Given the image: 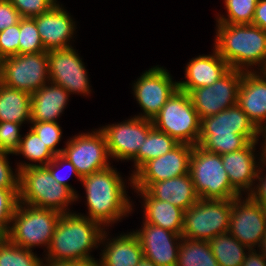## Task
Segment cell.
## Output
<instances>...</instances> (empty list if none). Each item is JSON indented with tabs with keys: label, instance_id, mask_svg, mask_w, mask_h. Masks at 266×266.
Wrapping results in <instances>:
<instances>
[{
	"label": "cell",
	"instance_id": "cell-50",
	"mask_svg": "<svg viewBox=\"0 0 266 266\" xmlns=\"http://www.w3.org/2000/svg\"><path fill=\"white\" fill-rule=\"evenodd\" d=\"M137 266H156L152 261L143 257Z\"/></svg>",
	"mask_w": 266,
	"mask_h": 266
},
{
	"label": "cell",
	"instance_id": "cell-16",
	"mask_svg": "<svg viewBox=\"0 0 266 266\" xmlns=\"http://www.w3.org/2000/svg\"><path fill=\"white\" fill-rule=\"evenodd\" d=\"M153 128L152 120L133 117L123 123L100 128L104 133L109 156L116 160H132Z\"/></svg>",
	"mask_w": 266,
	"mask_h": 266
},
{
	"label": "cell",
	"instance_id": "cell-1",
	"mask_svg": "<svg viewBox=\"0 0 266 266\" xmlns=\"http://www.w3.org/2000/svg\"><path fill=\"white\" fill-rule=\"evenodd\" d=\"M101 226L86 215L69 211L62 214L55 227L45 260L77 262L92 259V248H98L108 236L105 228Z\"/></svg>",
	"mask_w": 266,
	"mask_h": 266
},
{
	"label": "cell",
	"instance_id": "cell-24",
	"mask_svg": "<svg viewBox=\"0 0 266 266\" xmlns=\"http://www.w3.org/2000/svg\"><path fill=\"white\" fill-rule=\"evenodd\" d=\"M69 95L63 87L49 82L32 93L31 122H57L66 108Z\"/></svg>",
	"mask_w": 266,
	"mask_h": 266
},
{
	"label": "cell",
	"instance_id": "cell-13",
	"mask_svg": "<svg viewBox=\"0 0 266 266\" xmlns=\"http://www.w3.org/2000/svg\"><path fill=\"white\" fill-rule=\"evenodd\" d=\"M193 146L179 143L166 154L145 162L130 176V186L145 190L150 184L189 173Z\"/></svg>",
	"mask_w": 266,
	"mask_h": 266
},
{
	"label": "cell",
	"instance_id": "cell-19",
	"mask_svg": "<svg viewBox=\"0 0 266 266\" xmlns=\"http://www.w3.org/2000/svg\"><path fill=\"white\" fill-rule=\"evenodd\" d=\"M45 51L72 47L75 21L58 3L49 11L34 17Z\"/></svg>",
	"mask_w": 266,
	"mask_h": 266
},
{
	"label": "cell",
	"instance_id": "cell-15",
	"mask_svg": "<svg viewBox=\"0 0 266 266\" xmlns=\"http://www.w3.org/2000/svg\"><path fill=\"white\" fill-rule=\"evenodd\" d=\"M168 70L163 67H153L144 72L133 84L134 96L143 109V114L136 117L152 120L163 105L178 89Z\"/></svg>",
	"mask_w": 266,
	"mask_h": 266
},
{
	"label": "cell",
	"instance_id": "cell-26",
	"mask_svg": "<svg viewBox=\"0 0 266 266\" xmlns=\"http://www.w3.org/2000/svg\"><path fill=\"white\" fill-rule=\"evenodd\" d=\"M143 198L145 223L180 234L183 229L184 210L167 202L152 198L145 190H136Z\"/></svg>",
	"mask_w": 266,
	"mask_h": 266
},
{
	"label": "cell",
	"instance_id": "cell-37",
	"mask_svg": "<svg viewBox=\"0 0 266 266\" xmlns=\"http://www.w3.org/2000/svg\"><path fill=\"white\" fill-rule=\"evenodd\" d=\"M21 17L34 18L49 11L57 0H9Z\"/></svg>",
	"mask_w": 266,
	"mask_h": 266
},
{
	"label": "cell",
	"instance_id": "cell-23",
	"mask_svg": "<svg viewBox=\"0 0 266 266\" xmlns=\"http://www.w3.org/2000/svg\"><path fill=\"white\" fill-rule=\"evenodd\" d=\"M145 191L152 198L167 201L184 211L192 207L200 199L189 173L154 182Z\"/></svg>",
	"mask_w": 266,
	"mask_h": 266
},
{
	"label": "cell",
	"instance_id": "cell-28",
	"mask_svg": "<svg viewBox=\"0 0 266 266\" xmlns=\"http://www.w3.org/2000/svg\"><path fill=\"white\" fill-rule=\"evenodd\" d=\"M208 243L219 266H241L247 255L244 251L250 250L229 232L216 235Z\"/></svg>",
	"mask_w": 266,
	"mask_h": 266
},
{
	"label": "cell",
	"instance_id": "cell-3",
	"mask_svg": "<svg viewBox=\"0 0 266 266\" xmlns=\"http://www.w3.org/2000/svg\"><path fill=\"white\" fill-rule=\"evenodd\" d=\"M115 168L92 173L81 178L86 190L88 216L104 226L116 223L132 211L125 184ZM116 221V222H115Z\"/></svg>",
	"mask_w": 266,
	"mask_h": 266
},
{
	"label": "cell",
	"instance_id": "cell-51",
	"mask_svg": "<svg viewBox=\"0 0 266 266\" xmlns=\"http://www.w3.org/2000/svg\"><path fill=\"white\" fill-rule=\"evenodd\" d=\"M0 152H7L2 145L1 139H0Z\"/></svg>",
	"mask_w": 266,
	"mask_h": 266
},
{
	"label": "cell",
	"instance_id": "cell-12",
	"mask_svg": "<svg viewBox=\"0 0 266 266\" xmlns=\"http://www.w3.org/2000/svg\"><path fill=\"white\" fill-rule=\"evenodd\" d=\"M242 76V70L231 68L212 85L199 87L188 93L200 120L237 105Z\"/></svg>",
	"mask_w": 266,
	"mask_h": 266
},
{
	"label": "cell",
	"instance_id": "cell-48",
	"mask_svg": "<svg viewBox=\"0 0 266 266\" xmlns=\"http://www.w3.org/2000/svg\"><path fill=\"white\" fill-rule=\"evenodd\" d=\"M47 264H43V266H74V262H60L53 260H45Z\"/></svg>",
	"mask_w": 266,
	"mask_h": 266
},
{
	"label": "cell",
	"instance_id": "cell-33",
	"mask_svg": "<svg viewBox=\"0 0 266 266\" xmlns=\"http://www.w3.org/2000/svg\"><path fill=\"white\" fill-rule=\"evenodd\" d=\"M228 18L223 15L216 20L224 24H252L255 8L259 0H224Z\"/></svg>",
	"mask_w": 266,
	"mask_h": 266
},
{
	"label": "cell",
	"instance_id": "cell-38",
	"mask_svg": "<svg viewBox=\"0 0 266 266\" xmlns=\"http://www.w3.org/2000/svg\"><path fill=\"white\" fill-rule=\"evenodd\" d=\"M20 21L0 32V60L19 54Z\"/></svg>",
	"mask_w": 266,
	"mask_h": 266
},
{
	"label": "cell",
	"instance_id": "cell-10",
	"mask_svg": "<svg viewBox=\"0 0 266 266\" xmlns=\"http://www.w3.org/2000/svg\"><path fill=\"white\" fill-rule=\"evenodd\" d=\"M0 82L29 94L50 82L48 51L17 54L0 60Z\"/></svg>",
	"mask_w": 266,
	"mask_h": 266
},
{
	"label": "cell",
	"instance_id": "cell-25",
	"mask_svg": "<svg viewBox=\"0 0 266 266\" xmlns=\"http://www.w3.org/2000/svg\"><path fill=\"white\" fill-rule=\"evenodd\" d=\"M111 239L101 250V266H137L143 259L141 243L134 231Z\"/></svg>",
	"mask_w": 266,
	"mask_h": 266
},
{
	"label": "cell",
	"instance_id": "cell-18",
	"mask_svg": "<svg viewBox=\"0 0 266 266\" xmlns=\"http://www.w3.org/2000/svg\"><path fill=\"white\" fill-rule=\"evenodd\" d=\"M134 233L140 240L144 258L156 266H176L182 240L180 234L145 222L143 228Z\"/></svg>",
	"mask_w": 266,
	"mask_h": 266
},
{
	"label": "cell",
	"instance_id": "cell-14",
	"mask_svg": "<svg viewBox=\"0 0 266 266\" xmlns=\"http://www.w3.org/2000/svg\"><path fill=\"white\" fill-rule=\"evenodd\" d=\"M231 199L229 233L250 250L266 235V211L249 195Z\"/></svg>",
	"mask_w": 266,
	"mask_h": 266
},
{
	"label": "cell",
	"instance_id": "cell-44",
	"mask_svg": "<svg viewBox=\"0 0 266 266\" xmlns=\"http://www.w3.org/2000/svg\"><path fill=\"white\" fill-rule=\"evenodd\" d=\"M252 25L266 32V0H259L254 13Z\"/></svg>",
	"mask_w": 266,
	"mask_h": 266
},
{
	"label": "cell",
	"instance_id": "cell-9",
	"mask_svg": "<svg viewBox=\"0 0 266 266\" xmlns=\"http://www.w3.org/2000/svg\"><path fill=\"white\" fill-rule=\"evenodd\" d=\"M231 199H202L184 211L181 236L208 241L229 232Z\"/></svg>",
	"mask_w": 266,
	"mask_h": 266
},
{
	"label": "cell",
	"instance_id": "cell-49",
	"mask_svg": "<svg viewBox=\"0 0 266 266\" xmlns=\"http://www.w3.org/2000/svg\"><path fill=\"white\" fill-rule=\"evenodd\" d=\"M258 247H260L259 250L261 249V255L266 259V235L262 238Z\"/></svg>",
	"mask_w": 266,
	"mask_h": 266
},
{
	"label": "cell",
	"instance_id": "cell-11",
	"mask_svg": "<svg viewBox=\"0 0 266 266\" xmlns=\"http://www.w3.org/2000/svg\"><path fill=\"white\" fill-rule=\"evenodd\" d=\"M65 146L62 155L75 166L81 178L111 166L106 138L100 129L75 135Z\"/></svg>",
	"mask_w": 266,
	"mask_h": 266
},
{
	"label": "cell",
	"instance_id": "cell-6",
	"mask_svg": "<svg viewBox=\"0 0 266 266\" xmlns=\"http://www.w3.org/2000/svg\"><path fill=\"white\" fill-rule=\"evenodd\" d=\"M62 213L54 209L18 203L12 217V226L5 237L13 244L31 250L35 246L51 244L52 236Z\"/></svg>",
	"mask_w": 266,
	"mask_h": 266
},
{
	"label": "cell",
	"instance_id": "cell-42",
	"mask_svg": "<svg viewBox=\"0 0 266 266\" xmlns=\"http://www.w3.org/2000/svg\"><path fill=\"white\" fill-rule=\"evenodd\" d=\"M21 18L9 0H0V32L19 23Z\"/></svg>",
	"mask_w": 266,
	"mask_h": 266
},
{
	"label": "cell",
	"instance_id": "cell-29",
	"mask_svg": "<svg viewBox=\"0 0 266 266\" xmlns=\"http://www.w3.org/2000/svg\"><path fill=\"white\" fill-rule=\"evenodd\" d=\"M179 143L168 134L154 127L149 131L144 143L139 148L134 161V174L145 162L160 157L175 148Z\"/></svg>",
	"mask_w": 266,
	"mask_h": 266
},
{
	"label": "cell",
	"instance_id": "cell-31",
	"mask_svg": "<svg viewBox=\"0 0 266 266\" xmlns=\"http://www.w3.org/2000/svg\"><path fill=\"white\" fill-rule=\"evenodd\" d=\"M15 155L22 154L25 158L38 164L19 163L17 170L30 166H46L55 154L43 143L39 136L30 128L29 132L22 137L19 148L14 152Z\"/></svg>",
	"mask_w": 266,
	"mask_h": 266
},
{
	"label": "cell",
	"instance_id": "cell-34",
	"mask_svg": "<svg viewBox=\"0 0 266 266\" xmlns=\"http://www.w3.org/2000/svg\"><path fill=\"white\" fill-rule=\"evenodd\" d=\"M44 51L35 19L22 17L20 19L19 54Z\"/></svg>",
	"mask_w": 266,
	"mask_h": 266
},
{
	"label": "cell",
	"instance_id": "cell-46",
	"mask_svg": "<svg viewBox=\"0 0 266 266\" xmlns=\"http://www.w3.org/2000/svg\"><path fill=\"white\" fill-rule=\"evenodd\" d=\"M263 135L265 138L264 144H262L263 148H262V152H261V156H263L264 158H266V122H264L259 128H258V136Z\"/></svg>",
	"mask_w": 266,
	"mask_h": 266
},
{
	"label": "cell",
	"instance_id": "cell-20",
	"mask_svg": "<svg viewBox=\"0 0 266 266\" xmlns=\"http://www.w3.org/2000/svg\"><path fill=\"white\" fill-rule=\"evenodd\" d=\"M258 141L250 142L245 148L221 155L223 167L227 172L230 184L232 188L242 196V191L247 192L249 195L253 190L258 166L262 163L261 156L260 161L257 164L255 159V145ZM260 163V164H259ZM246 190V191H245Z\"/></svg>",
	"mask_w": 266,
	"mask_h": 266
},
{
	"label": "cell",
	"instance_id": "cell-45",
	"mask_svg": "<svg viewBox=\"0 0 266 266\" xmlns=\"http://www.w3.org/2000/svg\"><path fill=\"white\" fill-rule=\"evenodd\" d=\"M241 266H266V259L261 255L260 251L257 253L255 249H251L248 250Z\"/></svg>",
	"mask_w": 266,
	"mask_h": 266
},
{
	"label": "cell",
	"instance_id": "cell-17",
	"mask_svg": "<svg viewBox=\"0 0 266 266\" xmlns=\"http://www.w3.org/2000/svg\"><path fill=\"white\" fill-rule=\"evenodd\" d=\"M50 83L66 89L69 94H90L87 70L73 47L48 51Z\"/></svg>",
	"mask_w": 266,
	"mask_h": 266
},
{
	"label": "cell",
	"instance_id": "cell-47",
	"mask_svg": "<svg viewBox=\"0 0 266 266\" xmlns=\"http://www.w3.org/2000/svg\"><path fill=\"white\" fill-rule=\"evenodd\" d=\"M95 258L74 262V266H101L100 260H94Z\"/></svg>",
	"mask_w": 266,
	"mask_h": 266
},
{
	"label": "cell",
	"instance_id": "cell-27",
	"mask_svg": "<svg viewBox=\"0 0 266 266\" xmlns=\"http://www.w3.org/2000/svg\"><path fill=\"white\" fill-rule=\"evenodd\" d=\"M31 94L0 82V122H31Z\"/></svg>",
	"mask_w": 266,
	"mask_h": 266
},
{
	"label": "cell",
	"instance_id": "cell-39",
	"mask_svg": "<svg viewBox=\"0 0 266 266\" xmlns=\"http://www.w3.org/2000/svg\"><path fill=\"white\" fill-rule=\"evenodd\" d=\"M21 125L22 124L14 122H0V139L3 148L11 154H14L19 148L22 139V136L19 133Z\"/></svg>",
	"mask_w": 266,
	"mask_h": 266
},
{
	"label": "cell",
	"instance_id": "cell-32",
	"mask_svg": "<svg viewBox=\"0 0 266 266\" xmlns=\"http://www.w3.org/2000/svg\"><path fill=\"white\" fill-rule=\"evenodd\" d=\"M43 261L31 250L11 243L5 236L0 238V266H43Z\"/></svg>",
	"mask_w": 266,
	"mask_h": 266
},
{
	"label": "cell",
	"instance_id": "cell-40",
	"mask_svg": "<svg viewBox=\"0 0 266 266\" xmlns=\"http://www.w3.org/2000/svg\"><path fill=\"white\" fill-rule=\"evenodd\" d=\"M62 166L68 167L67 169L69 170V174H66L67 176H62V174L60 175V172H58L60 171L59 168ZM45 167L50 171L51 175L59 184L68 187L76 195V199H78V194H76L77 192L74 191L71 185L67 183L66 179L69 178L72 173L78 178L79 181H81V177L78 175L75 166L67 158H65L62 154L55 155Z\"/></svg>",
	"mask_w": 266,
	"mask_h": 266
},
{
	"label": "cell",
	"instance_id": "cell-8",
	"mask_svg": "<svg viewBox=\"0 0 266 266\" xmlns=\"http://www.w3.org/2000/svg\"><path fill=\"white\" fill-rule=\"evenodd\" d=\"M189 174L195 191L202 199H235L240 195L232 188L221 155L193 146Z\"/></svg>",
	"mask_w": 266,
	"mask_h": 266
},
{
	"label": "cell",
	"instance_id": "cell-43",
	"mask_svg": "<svg viewBox=\"0 0 266 266\" xmlns=\"http://www.w3.org/2000/svg\"><path fill=\"white\" fill-rule=\"evenodd\" d=\"M262 164L266 165V158L262 159ZM260 168V165L258 167L257 175H256V180H258L257 186L253 187V190L249 194V196L257 202L259 205L262 206V208L266 211V174L263 177V170ZM262 175H261V174Z\"/></svg>",
	"mask_w": 266,
	"mask_h": 266
},
{
	"label": "cell",
	"instance_id": "cell-5",
	"mask_svg": "<svg viewBox=\"0 0 266 266\" xmlns=\"http://www.w3.org/2000/svg\"><path fill=\"white\" fill-rule=\"evenodd\" d=\"M76 195L59 184L45 166H30L19 171V202L54 209L64 214Z\"/></svg>",
	"mask_w": 266,
	"mask_h": 266
},
{
	"label": "cell",
	"instance_id": "cell-30",
	"mask_svg": "<svg viewBox=\"0 0 266 266\" xmlns=\"http://www.w3.org/2000/svg\"><path fill=\"white\" fill-rule=\"evenodd\" d=\"M176 266H219L208 241L182 238Z\"/></svg>",
	"mask_w": 266,
	"mask_h": 266
},
{
	"label": "cell",
	"instance_id": "cell-35",
	"mask_svg": "<svg viewBox=\"0 0 266 266\" xmlns=\"http://www.w3.org/2000/svg\"><path fill=\"white\" fill-rule=\"evenodd\" d=\"M19 203V191H12L0 187V235L5 236L15 209Z\"/></svg>",
	"mask_w": 266,
	"mask_h": 266
},
{
	"label": "cell",
	"instance_id": "cell-4",
	"mask_svg": "<svg viewBox=\"0 0 266 266\" xmlns=\"http://www.w3.org/2000/svg\"><path fill=\"white\" fill-rule=\"evenodd\" d=\"M214 47L230 68L266 71V32L252 24L217 23ZM260 65V66H259Z\"/></svg>",
	"mask_w": 266,
	"mask_h": 266
},
{
	"label": "cell",
	"instance_id": "cell-41",
	"mask_svg": "<svg viewBox=\"0 0 266 266\" xmlns=\"http://www.w3.org/2000/svg\"><path fill=\"white\" fill-rule=\"evenodd\" d=\"M9 154L11 153L0 152V187L12 191H19V171L16 170V174L12 171L7 159Z\"/></svg>",
	"mask_w": 266,
	"mask_h": 266
},
{
	"label": "cell",
	"instance_id": "cell-2",
	"mask_svg": "<svg viewBox=\"0 0 266 266\" xmlns=\"http://www.w3.org/2000/svg\"><path fill=\"white\" fill-rule=\"evenodd\" d=\"M258 128L238 106L201 119L198 146L219 155L239 151L259 141Z\"/></svg>",
	"mask_w": 266,
	"mask_h": 266
},
{
	"label": "cell",
	"instance_id": "cell-7",
	"mask_svg": "<svg viewBox=\"0 0 266 266\" xmlns=\"http://www.w3.org/2000/svg\"><path fill=\"white\" fill-rule=\"evenodd\" d=\"M153 127L178 143L198 145L201 120L187 92L177 89L152 119Z\"/></svg>",
	"mask_w": 266,
	"mask_h": 266
},
{
	"label": "cell",
	"instance_id": "cell-22",
	"mask_svg": "<svg viewBox=\"0 0 266 266\" xmlns=\"http://www.w3.org/2000/svg\"><path fill=\"white\" fill-rule=\"evenodd\" d=\"M213 51V55H199L188 62L186 81H178L179 90L189 93L193 89L210 86L231 69L215 48Z\"/></svg>",
	"mask_w": 266,
	"mask_h": 266
},
{
	"label": "cell",
	"instance_id": "cell-21",
	"mask_svg": "<svg viewBox=\"0 0 266 266\" xmlns=\"http://www.w3.org/2000/svg\"><path fill=\"white\" fill-rule=\"evenodd\" d=\"M237 105L257 128L266 122V71H243Z\"/></svg>",
	"mask_w": 266,
	"mask_h": 266
},
{
	"label": "cell",
	"instance_id": "cell-36",
	"mask_svg": "<svg viewBox=\"0 0 266 266\" xmlns=\"http://www.w3.org/2000/svg\"><path fill=\"white\" fill-rule=\"evenodd\" d=\"M30 127L43 141V143L55 154H62L63 149H56L62 137V130L58 122H30Z\"/></svg>",
	"mask_w": 266,
	"mask_h": 266
}]
</instances>
